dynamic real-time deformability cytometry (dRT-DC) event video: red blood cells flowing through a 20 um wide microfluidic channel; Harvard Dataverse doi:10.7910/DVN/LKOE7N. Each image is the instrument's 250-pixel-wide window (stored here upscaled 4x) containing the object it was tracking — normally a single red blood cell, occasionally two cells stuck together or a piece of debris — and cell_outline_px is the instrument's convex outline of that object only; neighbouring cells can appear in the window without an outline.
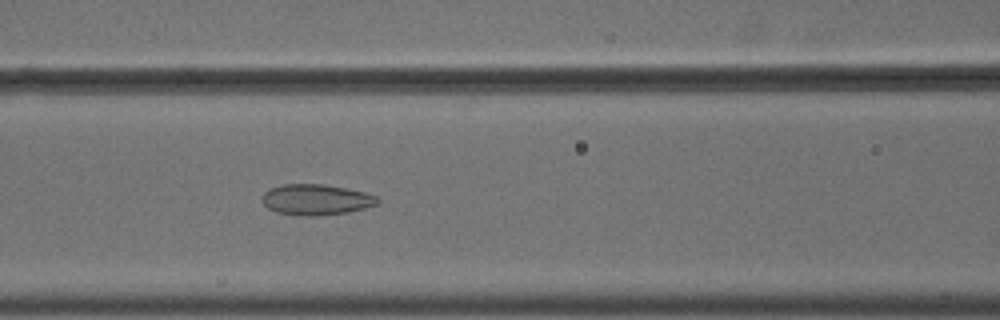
{"species": "common noctule bat (a hibernating species)", "species_latin": "Nyctalus noctula", "temperature_condition": "cold", "stored_images_in_passage": 54, "camera_frame_rate_fps": 3000, "um_per_image_px": 0.085, "animal": {"sex": "male", "body_mass_g": 18.8}, "frame": {"image": 1, "passage_image": 23, "time_ms": 7.333, "image_size_px": [1000, 320], "cell_outline_px": [[380, 200], [376, 204], [364, 208], [348, 212], [312, 216], [304, 216], [276, 212], [268, 208], [260, 200], [264, 192], [272, 188], [284, 184], [324, 184], [364, 192], [376, 196]], "centroid_in_image_um": [26.84, 16.97], "position_along_channel_um": 139.8, "area_um2": 20.52}}
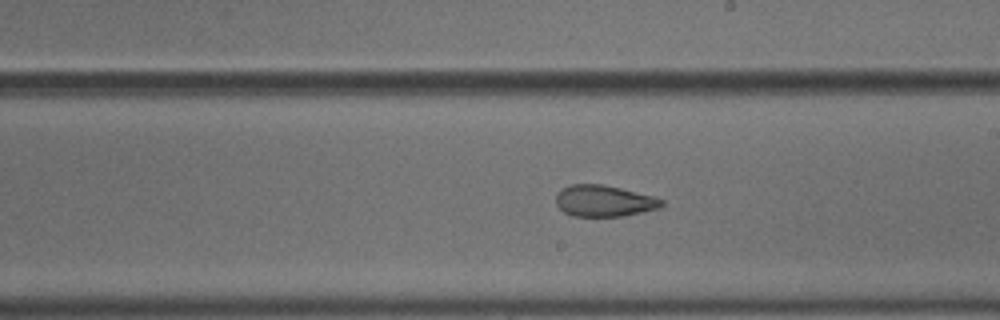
{"frame": {"image": 2, "passage_image": 31, "time_ms": 10.0, "image_size_px": [1000, 320], "cell_outline_px": [[664, 204], [656, 208], [624, 216], [572, 216], [564, 212], [556, 204], [556, 196], [564, 188], [572, 184], [600, 184], [620, 188], [652, 196], [664, 200]], "centroid_in_image_um": [51.32, 17.08], "position_along_channel_um": 237.7, "area_um2": 18.96}}
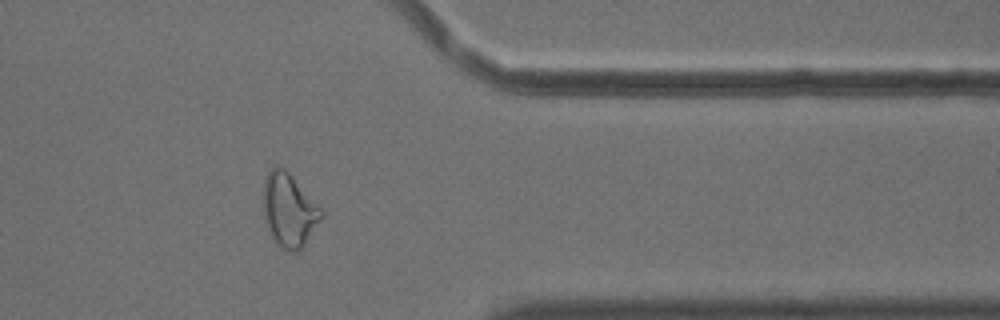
{"frame": {"image": 3, "passage_image": 44, "time_ms": 14.333, "image_size_px": [1000, 320], "cell_outline_px": [[324, 212], [320, 220], [300, 252], [292, 252], [280, 248], [272, 236], [264, 216], [264, 184], [268, 172], [272, 168], [284, 168], [288, 172]], "centroid_in_image_um": [24.58, 17.91], "position_along_channel_um": 386.8, "area_um2": 24.16}, "authors_computed_cell_mechanics": {"area_um2": 24.1604, "velocity_mm_per_s": 3.6755, "shape_relaxation_time_tau1_ms": 5.7692, "shape_relaxation_time_tau2_ms": 2.5208, "deformation_change_tau1": 0.1219, "deformation_change_tau2": 0.1014}}